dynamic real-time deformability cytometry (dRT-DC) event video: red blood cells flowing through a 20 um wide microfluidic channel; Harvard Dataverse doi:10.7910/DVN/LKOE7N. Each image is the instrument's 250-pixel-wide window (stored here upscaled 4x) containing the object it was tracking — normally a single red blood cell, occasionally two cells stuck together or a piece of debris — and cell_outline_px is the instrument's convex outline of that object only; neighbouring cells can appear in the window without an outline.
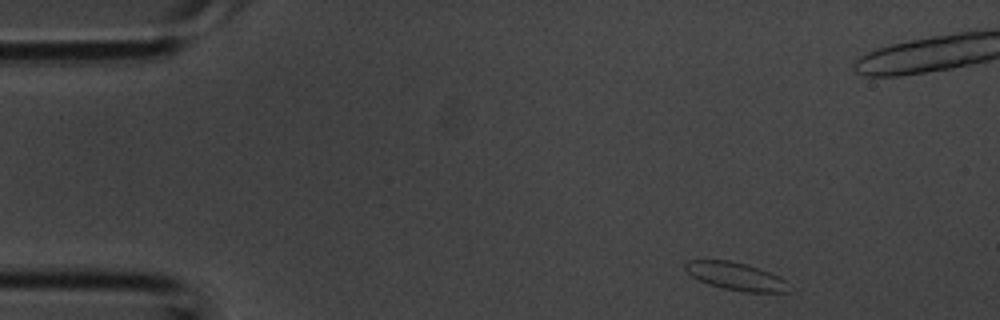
{"species": "common noctule bat (a hibernating species)", "species_latin": "Nyctalus noctula", "temperature_condition": "room temperature", "stored_images_in_passage": 3, "camera_frame_rate_fps": 3000, "um_per_image_px": 0.085, "animal": {"sex": "male", "body_mass_g": 20.1, "forearm_length_mm": 53.5}, "frame": {"image": 1, "passage_image": 1, "time_ms": 0.0, "image_size_px": [1000, 320], "cell_outline_px": [[792, 292], [744, 292], [724, 288], [708, 284], [692, 276], [684, 268], [684, 264], [688, 260], [728, 260], [744, 264], [780, 276], [784, 280]], "centroid_in_image_um": [62.54, 23.49], "position_along_channel_um": 22.5, "area_um2": 16.53}}